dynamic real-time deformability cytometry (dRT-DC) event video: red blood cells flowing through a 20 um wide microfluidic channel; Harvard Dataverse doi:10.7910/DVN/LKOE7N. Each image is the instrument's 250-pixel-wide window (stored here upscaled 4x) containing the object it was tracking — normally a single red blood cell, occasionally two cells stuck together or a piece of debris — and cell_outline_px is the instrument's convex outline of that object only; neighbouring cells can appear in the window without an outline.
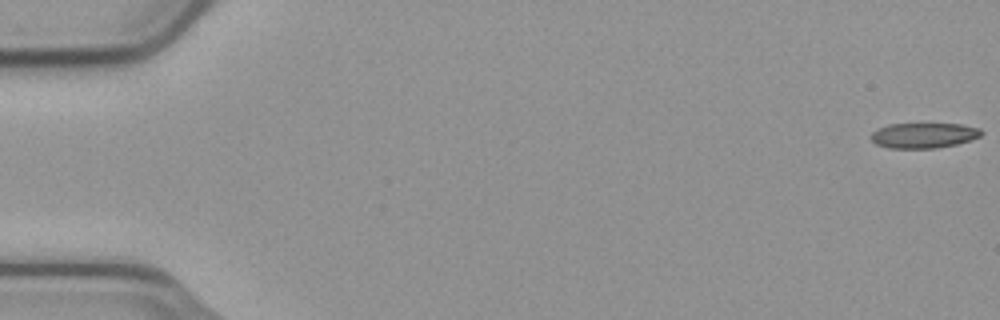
{"species": "common noctule bat (a hibernating species)", "species_latin": "Nyctalus noctula", "temperature_condition": "cold", "stored_images_in_passage": 56, "camera_frame_rate_fps": 3000, "um_per_image_px": 0.085, "animal": {"sex": "male", "body_mass_g": 23.1, "forearm_length_mm": 52.7}, "frame": {"image": 1, "passage_image": 1, "time_ms": 0.0, "image_size_px": [1000, 320], "cell_outline_px": [[984, 132], [980, 136], [956, 144], [936, 148], [888, 148], [876, 144], [868, 136], [876, 128], [888, 124], [960, 124], [980, 128]], "centroid_in_image_um": [78.46, 11.5], "position_along_channel_um": 6.5, "area_um2": 16.3}}
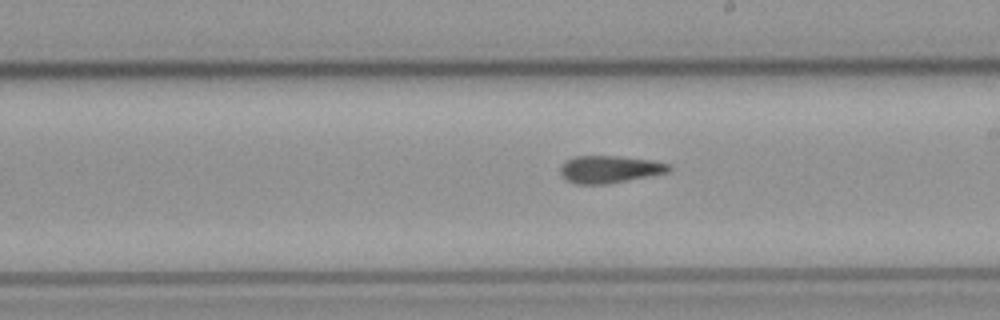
{"frame": {"image": 2, "passage_image": 32, "time_ms": 10.333, "image_size_px": [1000, 320], "cell_outline_px": [[672, 168], [668, 172], [608, 184], [576, 184], [564, 180], [560, 172], [560, 164], [564, 160], [576, 156], [620, 156], [652, 160], [672, 164]], "centroid_in_image_um": [51.78, 14.38], "position_along_channel_um": 237.2, "area_um2": 17.57}}
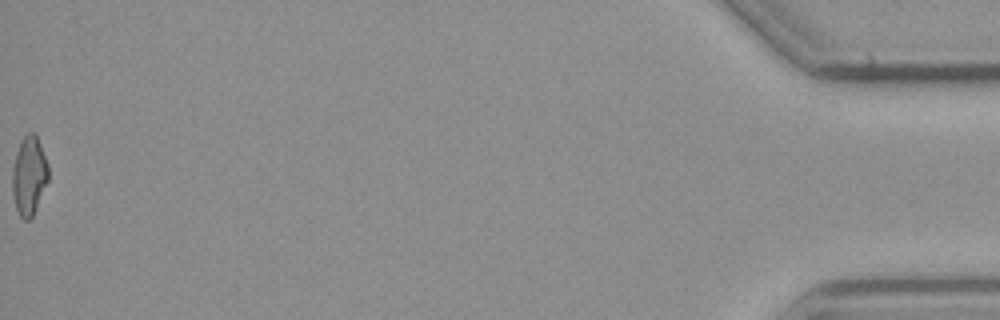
{"frame": {"image": 3, "passage_image": 56, "time_ms": 18.333, "image_size_px": [1000, 320], "cell_outline_px": [[48, 180], [32, 216], [28, 220], [24, 220], [20, 216], [16, 208], [12, 192], [12, 168], [16, 152], [20, 140], [28, 132], [32, 132], [36, 136], [40, 144], [48, 164]], "centroid_in_image_um": [2.45, 14.91], "position_along_channel_um": 432.7, "area_um2": 16.42}, "authors_computed_cell_mechanics": {"area_um2": 17.2533, "velocity_mm_per_s": 3.7601, "shape_relaxation_time_tau1_ms": null, "shape_relaxation_time_tau2_ms": 5.3219, "deformation_change_tau1": null, "deformation_change_tau2": 0.1456}}